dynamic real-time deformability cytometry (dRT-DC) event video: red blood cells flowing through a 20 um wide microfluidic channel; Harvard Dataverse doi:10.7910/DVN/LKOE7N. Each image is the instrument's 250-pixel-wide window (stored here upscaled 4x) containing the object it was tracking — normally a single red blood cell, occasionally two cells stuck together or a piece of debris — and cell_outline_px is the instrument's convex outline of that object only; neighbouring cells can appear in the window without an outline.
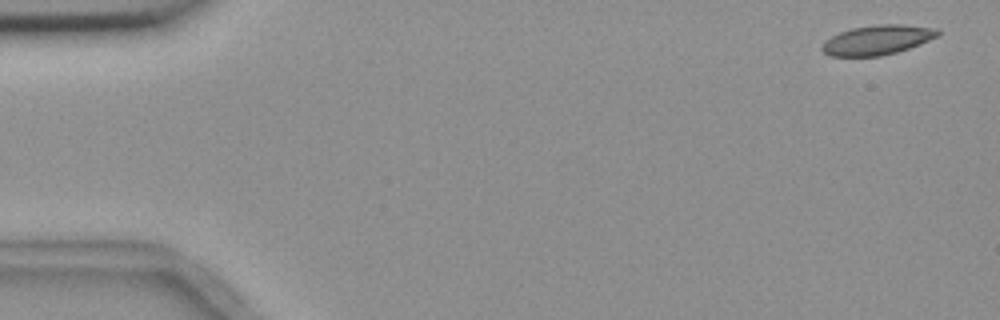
{"species": "common noctule bat (a hibernating species)", "species_latin": "Nyctalus noctula", "temperature_condition": "room temperature", "stored_images_in_passage": 3, "camera_frame_rate_fps": 3000, "um_per_image_px": 0.085, "animal": {"sex": "female", "body_mass_g": 18.4}, "frame": {"image": 1, "passage_image": 1, "time_ms": 0.0, "image_size_px": [1000, 320], "cell_outline_px": [[940, 36], [920, 44], [896, 52], [880, 56], [832, 56], [824, 52], [820, 48], [824, 40], [840, 32], [852, 28], [880, 24], [900, 24], [936, 28], [940, 32]], "centroid_in_image_um": [74.58, 3.39], "position_along_channel_um": 10.4, "area_um2": 19.94}}
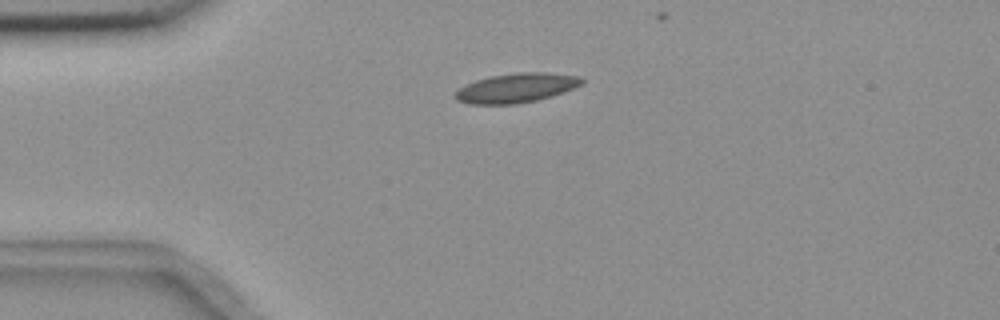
{"frame": {"image": 2, "passage_image": 3, "time_ms": 3.667, "image_size_px": [1000, 320], "cell_outline_px": [[584, 84], [564, 92], [536, 100], [516, 104], [472, 104], [456, 100], [456, 92], [460, 88], [476, 80], [488, 76], [516, 72], [548, 72], [580, 76], [584, 80]], "centroid_in_image_um": [43.94, 7.46], "position_along_channel_um": 41.1, "area_um2": 21.68}}